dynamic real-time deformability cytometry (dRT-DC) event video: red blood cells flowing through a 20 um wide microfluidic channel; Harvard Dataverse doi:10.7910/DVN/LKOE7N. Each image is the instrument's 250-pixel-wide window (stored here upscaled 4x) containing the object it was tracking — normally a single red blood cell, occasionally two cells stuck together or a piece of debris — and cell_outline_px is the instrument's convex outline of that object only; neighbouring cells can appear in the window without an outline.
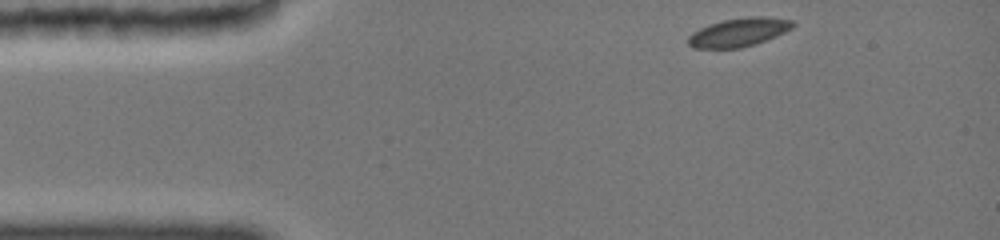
{"species": "common noctule bat (a hibernating species)", "species_latin": "Nyctalus noctula", "temperature_condition": "cold", "stored_images_in_passage": 26, "camera_frame_rate_fps": 3000, "um_per_image_px": 0.085, "animal": {"sex": "female", "body_mass_g": 19.0, "forearm_length_mm": 51.5}, "frame": {"image": 1, "passage_image": 1, "time_ms": 0.0, "image_size_px": [1000, 240], "cell_outline_px": [[796, 24], [792, 28], [776, 36], [756, 44], [740, 48], [692, 48], [688, 44], [688, 36], [692, 32], [708, 24], [724, 20], [748, 16], [768, 16], [792, 20]], "centroid_in_image_um": [62.8, 2.74], "position_along_channel_um": 22.2, "area_um2": 17.57}}
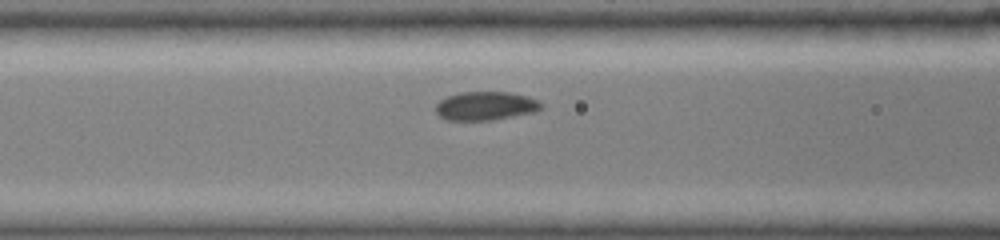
{"frame": {"image": 2, "passage_image": 19, "time_ms": 4.333, "image_size_px": [1000, 240], "cell_outline_px": [[544, 104], [540, 108], [532, 112], [488, 120], [448, 120], [440, 116], [432, 108], [440, 100], [448, 96], [460, 92], [512, 92], [528, 96], [540, 100]], "centroid_in_image_um": [41.25, 8.98], "position_along_channel_um": 125.3, "area_um2": 17.57}}
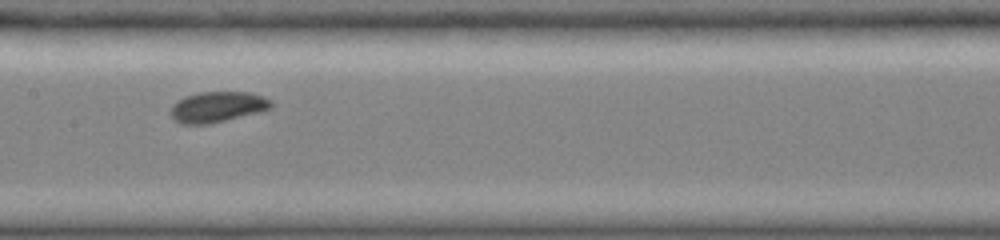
{"frame": {"image": 3, "passage_image": 25, "time_ms": 6.0, "image_size_px": [1000, 240], "cell_outline_px": [[272, 108], [208, 124], [184, 124], [176, 120], [172, 116], [172, 104], [184, 96], [200, 92], [248, 92], [264, 96], [272, 100]], "centroid_in_image_um": [18.49, 9.06], "position_along_channel_um": 188.9, "area_um2": 17.63}}